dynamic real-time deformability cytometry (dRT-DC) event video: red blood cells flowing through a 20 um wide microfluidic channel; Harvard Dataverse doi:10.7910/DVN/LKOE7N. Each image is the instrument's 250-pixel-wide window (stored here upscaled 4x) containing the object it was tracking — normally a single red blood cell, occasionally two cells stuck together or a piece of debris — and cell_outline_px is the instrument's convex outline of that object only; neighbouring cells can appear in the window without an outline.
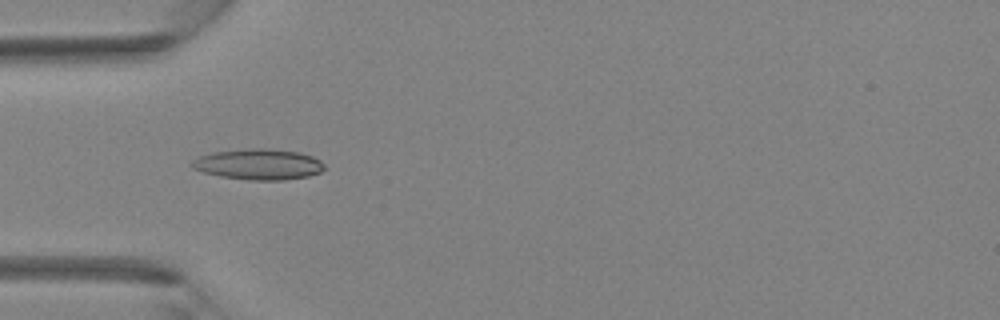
{"species": "Egyptian fruit bat (a non-hibernating species)", "species_latin": "Rousettus aegyptiacus", "temperature_condition": "room temperature", "stored_images_in_passage": 35, "camera_frame_rate_fps": 3000, "um_per_image_px": 0.085, "animal": {"sex": "female"}, "frame": {"image": 1, "passage_image": 7, "time_ms": 2.0, "image_size_px": [1000, 320], "cell_outline_px": [[324, 168], [320, 172], [308, 176], [284, 180], [248, 180], [220, 176], [204, 172], [192, 168], [192, 160], [200, 156], [212, 152], [248, 148], [264, 148], [300, 152], [312, 156], [320, 160], [324, 164]], "centroid_in_image_um": [21.98, 13.96], "position_along_channel_um": 63.0, "area_um2": 23.76}}
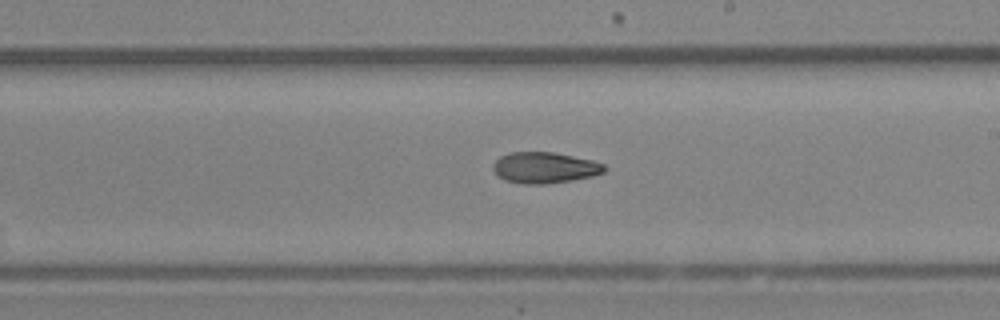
{"frame": {"image": 2, "passage_image": 18, "time_ms": 5.667, "image_size_px": [1000, 320], "cell_outline_px": [[608, 168], [604, 172], [592, 176], [572, 180], [544, 184], [524, 184], [504, 180], [492, 168], [492, 164], [500, 156], [508, 152], [552, 152], [592, 160], [604, 164]], "centroid_in_image_um": [46.29, 14.25], "position_along_channel_um": 242.7, "area_um2": 20.11}}
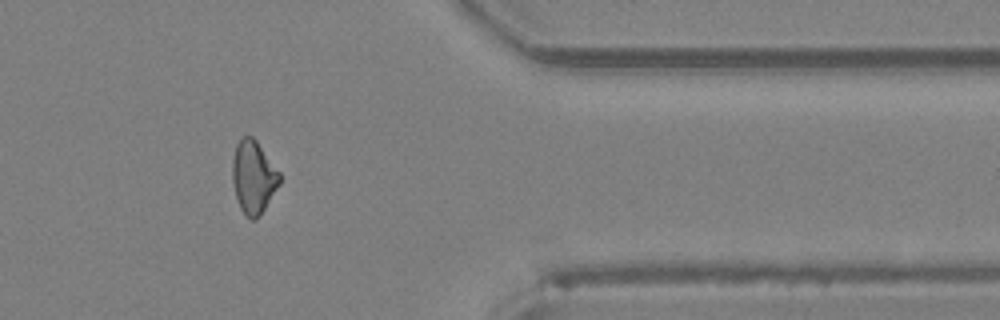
{"frame": {"image": 3, "passage_image": 28, "time_ms": 9.0, "image_size_px": [1000, 320], "cell_outline_px": [[280, 184], [256, 220], [248, 220], [240, 208], [236, 196], [232, 180], [232, 160], [236, 144], [244, 136], [252, 136], [256, 140], [280, 172]], "centroid_in_image_um": [21.53, 15.06], "position_along_channel_um": 389.9, "area_um2": 20.0}}